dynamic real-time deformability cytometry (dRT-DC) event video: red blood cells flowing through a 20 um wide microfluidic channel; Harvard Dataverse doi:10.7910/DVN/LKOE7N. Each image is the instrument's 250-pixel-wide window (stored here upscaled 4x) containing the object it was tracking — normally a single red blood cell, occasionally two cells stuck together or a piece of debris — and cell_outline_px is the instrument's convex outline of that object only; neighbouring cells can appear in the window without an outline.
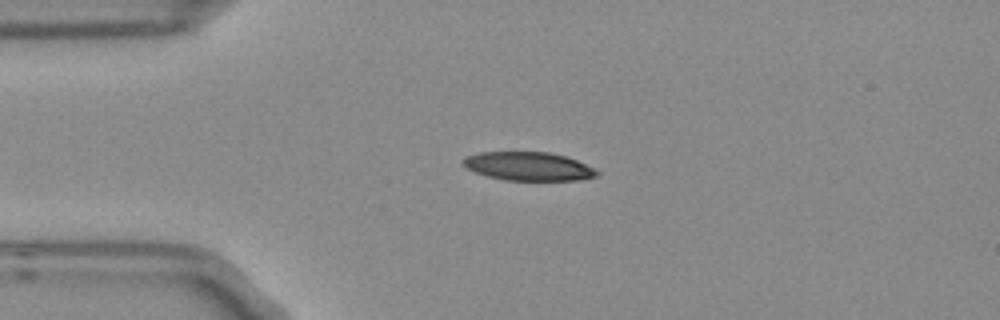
{"species": "Egyptian fruit bat (a non-hibernating species)", "species_latin": "Rousettus aegyptiacus", "temperature_condition": "room temperature", "stored_images_in_passage": 4, "camera_frame_rate_fps": 3000, "um_per_image_px": 0.085, "frame": {"image": 1, "passage_image": 3, "time_ms": 0.667, "image_size_px": [1000, 320], "cell_outline_px": [[600, 172], [596, 176], [580, 180], [504, 180], [488, 176], [476, 172], [460, 164], [460, 160], [468, 156], [480, 152], [548, 152], [568, 156], [596, 168]], "centroid_in_image_um": [44.95, 14.13], "position_along_channel_um": 40.1, "area_um2": 22.43}}